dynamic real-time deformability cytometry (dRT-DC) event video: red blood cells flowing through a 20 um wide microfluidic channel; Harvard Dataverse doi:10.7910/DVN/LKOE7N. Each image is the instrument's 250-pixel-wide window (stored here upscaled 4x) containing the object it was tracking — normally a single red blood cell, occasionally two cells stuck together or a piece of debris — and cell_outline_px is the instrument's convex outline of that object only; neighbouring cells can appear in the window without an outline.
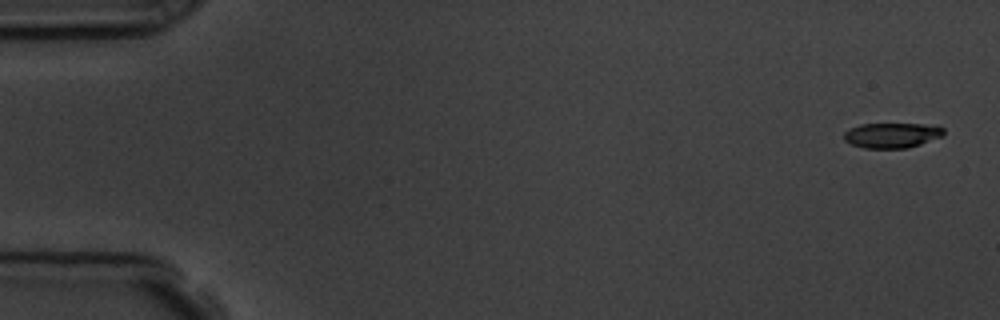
{"species": "common noctule bat (a hibernating species)", "species_latin": "Nyctalus noctula", "temperature_condition": "room temperature", "stored_images_in_passage": 4, "camera_frame_rate_fps": 3000, "um_per_image_px": 0.085, "animal": {"sex": "male", "body_mass_g": 19.5, "forearm_length_mm": 54.6}, "frame": {"image": 1, "passage_image": 1, "time_ms": 0.0, "image_size_px": [1000, 320], "cell_outline_px": [[944, 136], [908, 148], [864, 148], [852, 144], [844, 140], [844, 132], [848, 128], [860, 124], [936, 124], [944, 128]], "centroid_in_image_um": [75.84, 11.49], "position_along_channel_um": 9.2, "area_um2": 14.8}}
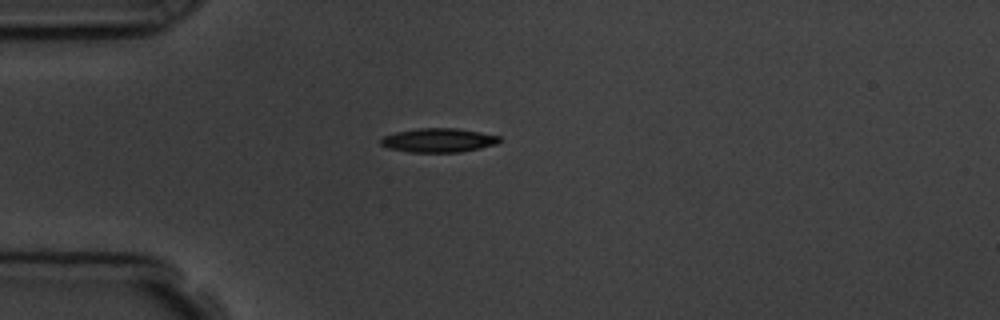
{"frame": {"image": 2, "passage_image": 4, "time_ms": 4.333, "image_size_px": [1000, 320], "cell_outline_px": [[500, 140], [496, 144], [480, 148], [460, 152], [408, 152], [388, 148], [380, 144], [380, 140], [384, 136], [396, 132], [420, 128], [456, 128], [480, 132], [500, 136]], "centroid_in_image_um": [37.26, 11.92], "position_along_channel_um": 47.7, "area_um2": 16.53}}